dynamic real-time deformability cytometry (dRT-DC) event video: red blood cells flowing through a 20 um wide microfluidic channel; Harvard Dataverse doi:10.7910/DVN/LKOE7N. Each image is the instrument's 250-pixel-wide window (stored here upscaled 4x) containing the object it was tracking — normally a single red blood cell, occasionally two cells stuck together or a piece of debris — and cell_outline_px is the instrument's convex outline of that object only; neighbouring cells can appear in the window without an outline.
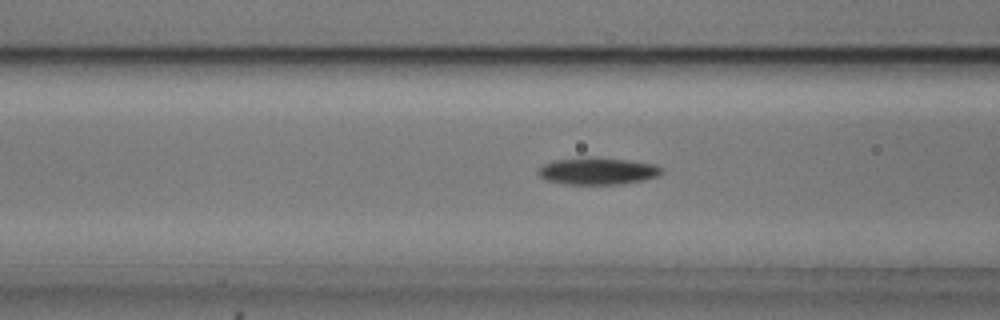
{"species": "common noctule bat (a hibernating species)", "species_latin": "Nyctalus noctula", "temperature_condition": "cold", "stored_images_in_passage": 54, "camera_frame_rate_fps": 3000, "um_per_image_px": 0.085, "animal": {"sex": "male", "body_mass_g": 20.5, "forearm_length_mm": 52.5}, "frame": {"image": 1, "passage_image": 21, "time_ms": 6.667, "image_size_px": [1000, 320], "cell_outline_px": [[664, 172], [660, 176], [624, 184], [564, 184], [544, 180], [536, 172], [544, 164], [556, 160], [588, 156], [596, 156], [628, 160], [656, 164], [664, 168]], "centroid_in_image_um": [50.84, 14.53], "position_along_channel_um": 115.8, "area_um2": 19.88}}
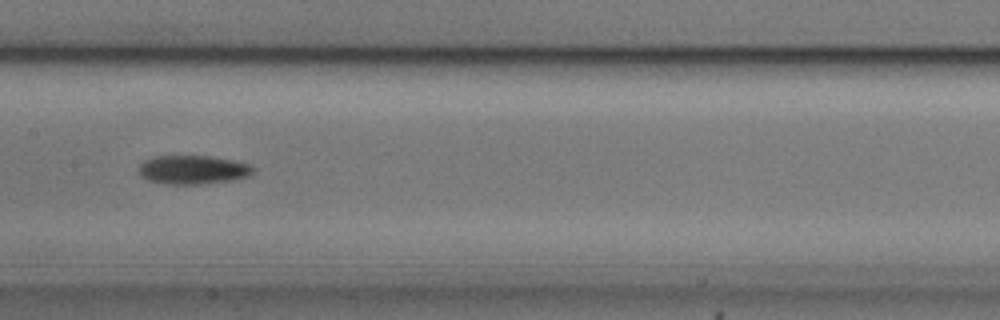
{"frame": {"image": 2, "passage_image": 27, "time_ms": 8.667, "image_size_px": [1000, 320], "cell_outline_px": [[256, 168], [248, 176], [232, 180], [200, 184], [168, 184], [148, 180], [140, 176], [136, 172], [140, 164], [144, 160], [152, 156], [208, 156], [232, 160], [252, 164]], "centroid_in_image_um": [16.37, 14.42], "position_along_channel_um": 191.0, "area_um2": 19.36}}
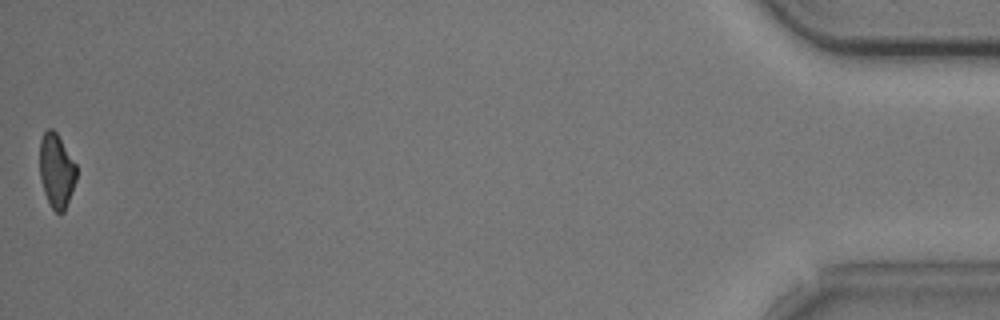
{"frame": {"image": 3, "passage_image": 54, "time_ms": 17.667, "image_size_px": [1000, 320], "cell_outline_px": [[76, 180], [72, 192], [64, 212], [56, 212], [52, 208], [44, 192], [40, 180], [40, 140], [44, 132], [48, 128], [52, 128], [56, 132], [76, 164]], "centroid_in_image_um": [4.8, 14.5], "position_along_channel_um": 430.4, "area_um2": 15.78}, "authors_computed_cell_mechanics": {"area_um2": 17.9758, "velocity_mm_per_s": 3.7434, "shape_relaxation_time_tau1_ms": 2.1502, "shape_relaxation_time_tau2_ms": null, "deformation_change_tau1": 0.1046, "deformation_change_tau2": null}}